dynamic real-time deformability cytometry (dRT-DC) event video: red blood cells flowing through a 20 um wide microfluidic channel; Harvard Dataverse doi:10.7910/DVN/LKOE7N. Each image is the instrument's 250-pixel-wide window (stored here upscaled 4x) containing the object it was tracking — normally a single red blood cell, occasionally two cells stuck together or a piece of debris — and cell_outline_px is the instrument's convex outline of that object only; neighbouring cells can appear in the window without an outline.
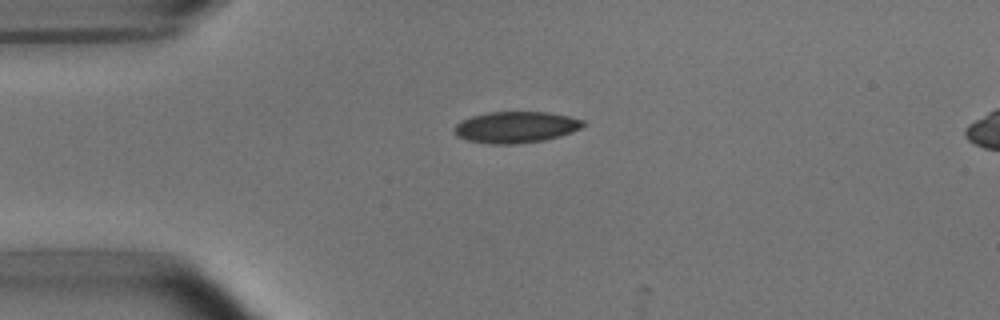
{"species": "common noctule bat (a hibernating species)", "species_latin": "Nyctalus noctula", "temperature_condition": "room temperature", "stored_images_in_passage": 3, "camera_frame_rate_fps": 3000, "um_per_image_px": 0.085, "animal": {"sex": "male", "body_mass_g": 15.6}, "frame": {"image": 1, "passage_image": 1, "time_ms": 0.0, "image_size_px": [1000, 320], "cell_outline_px": [[588, 124], [572, 132], [560, 136], [544, 140], [516, 144], [492, 144], [468, 140], [456, 136], [452, 128], [460, 120], [472, 116], [488, 112], [548, 112], [568, 116], [584, 120]], "centroid_in_image_um": [43.84, 10.81], "position_along_channel_um": 41.2, "area_um2": 23.7}}